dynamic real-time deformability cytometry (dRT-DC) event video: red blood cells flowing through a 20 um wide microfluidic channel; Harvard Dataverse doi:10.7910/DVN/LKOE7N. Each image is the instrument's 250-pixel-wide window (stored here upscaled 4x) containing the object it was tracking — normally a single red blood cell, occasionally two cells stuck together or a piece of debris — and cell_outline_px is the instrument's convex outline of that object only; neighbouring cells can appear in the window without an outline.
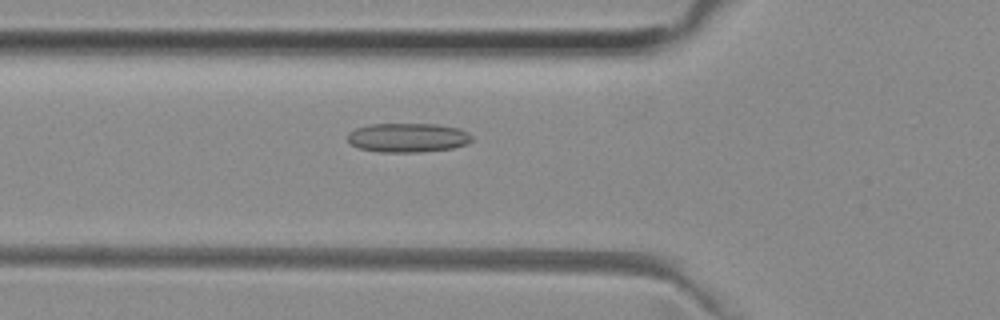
{"species": "common noctule bat (a hibernating species)", "species_latin": "Nyctalus noctula", "temperature_condition": "room temperature", "stored_images_in_passage": 12, "camera_frame_rate_fps": 3000, "um_per_image_px": 0.085, "animal": {"sex": "female", "body_mass_g": 29.2, "forearm_length_mm": 56.3}, "frame": {"image": 1, "passage_image": 2, "time_ms": 0.333, "image_size_px": [1000, 320], "cell_outline_px": [[472, 140], [468, 144], [452, 148], [420, 152], [380, 152], [360, 148], [352, 144], [348, 140], [348, 132], [356, 128], [372, 124], [436, 124], [460, 128], [468, 132], [472, 136]], "centroid_in_image_um": [34.7, 11.7], "position_along_channel_um": 91.1, "area_um2": 21.15}}
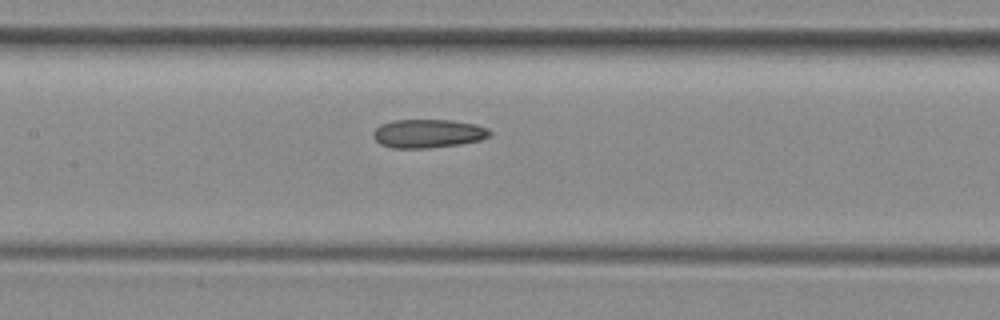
{"frame": {"image": 2, "passage_image": 8, "time_ms": 2.333, "image_size_px": [1000, 320], "cell_outline_px": [[492, 132], [488, 136], [480, 140], [460, 144], [428, 148], [392, 148], [380, 144], [372, 136], [372, 132], [380, 124], [392, 120], [452, 120], [476, 124], [488, 128]], "centroid_in_image_um": [36.36, 11.34], "position_along_channel_um": 171.0, "area_um2": 19.54}}
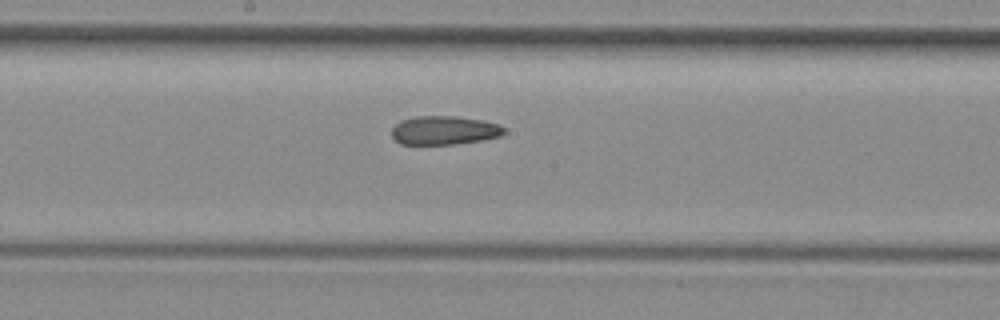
{"frame": {"image": 3, "passage_image": 11, "time_ms": 3.333, "image_size_px": [1000, 320], "cell_outline_px": [[504, 132], [500, 136], [480, 140], [452, 144], [400, 144], [392, 136], [392, 128], [400, 120], [416, 116], [456, 116], [484, 120], [496, 124], [504, 128]], "centroid_in_image_um": [37.72, 11.07], "position_along_channel_um": 210.5, "area_um2": 18.67}}